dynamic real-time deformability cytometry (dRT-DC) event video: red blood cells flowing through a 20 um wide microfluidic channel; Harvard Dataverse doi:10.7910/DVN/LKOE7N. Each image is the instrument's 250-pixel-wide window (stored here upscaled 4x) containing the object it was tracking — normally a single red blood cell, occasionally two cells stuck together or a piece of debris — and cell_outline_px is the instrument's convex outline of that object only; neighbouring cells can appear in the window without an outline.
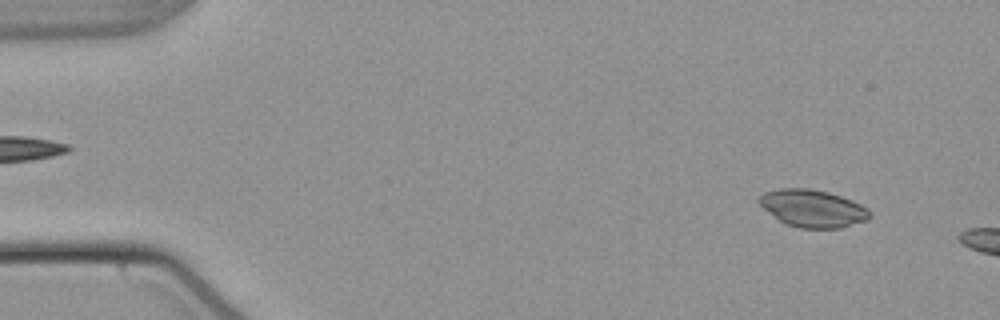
{"species": "common noctule bat (a hibernating species)", "species_latin": "Nyctalus noctula", "temperature_condition": "warm", "stored_images_in_passage": 9, "camera_frame_rate_fps": 3000, "um_per_image_px": 0.085, "animal": {"sex": "male", "body_mass_g": 21.5, "forearm_length_mm": 52.0}, "frame": {"image": 1, "passage_image": 4, "time_ms": 1.0, "image_size_px": [1000, 320], "cell_outline_px": [[872, 216], [868, 220], [840, 228], [800, 228], [788, 224], [780, 220], [764, 208], [756, 200], [764, 192], [780, 188], [808, 188], [828, 192], [852, 200], [868, 208], [872, 212]], "centroid_in_image_um": [69.12, 17.71], "position_along_channel_um": 15.9, "area_um2": 24.04}}